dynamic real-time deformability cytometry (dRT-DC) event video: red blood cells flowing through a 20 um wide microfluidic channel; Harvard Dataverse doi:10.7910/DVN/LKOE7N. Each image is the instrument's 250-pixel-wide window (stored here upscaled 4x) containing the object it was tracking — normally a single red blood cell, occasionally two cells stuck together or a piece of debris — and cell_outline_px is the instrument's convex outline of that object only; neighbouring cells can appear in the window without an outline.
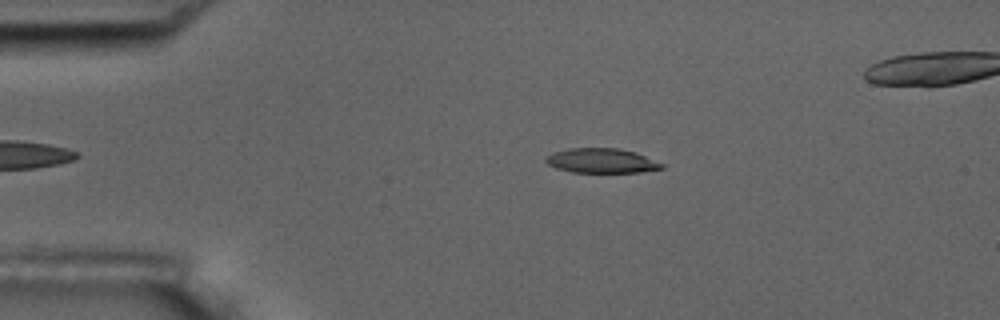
{"species": "common noctule bat (a hibernating species)", "species_latin": "Nyctalus noctula", "temperature_condition": "room temperature", "stored_images_in_passage": 4, "camera_frame_rate_fps": 3000, "um_per_image_px": 0.085, "animal": {"sex": "male", "body_mass_g": 17.5, "forearm_length_mm": 52.3}, "frame": {"image": 1, "passage_image": 2, "time_ms": 1.0, "image_size_px": [1000, 320], "cell_outline_px": [[664, 168], [640, 172], [572, 172], [556, 168], [548, 164], [544, 160], [552, 152], [568, 148], [620, 148], [636, 152], [664, 164]], "centroid_in_image_um": [51.13, 13.65], "position_along_channel_um": 33.9, "area_um2": 16.65}}